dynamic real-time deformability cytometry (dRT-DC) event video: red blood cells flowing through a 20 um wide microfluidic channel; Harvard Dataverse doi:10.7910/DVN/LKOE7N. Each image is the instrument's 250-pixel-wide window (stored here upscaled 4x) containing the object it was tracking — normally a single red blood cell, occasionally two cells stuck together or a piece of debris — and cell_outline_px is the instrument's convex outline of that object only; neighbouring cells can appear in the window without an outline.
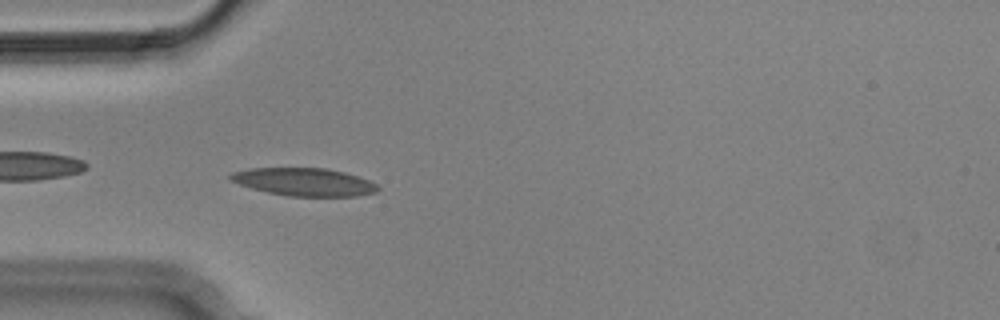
{"species": "Egyptian fruit bat (a non-hibernating species)", "species_latin": "Rousettus aegyptiacus", "temperature_condition": "cold", "stored_images_in_passage": 6, "camera_frame_rate_fps": 3000, "um_per_image_px": 0.085, "animal": {"sex": "male"}, "frame": {"image": 1, "passage_image": 6, "time_ms": 1.667, "image_size_px": [1000, 320], "cell_outline_px": [[380, 188], [376, 192], [356, 196], [288, 196], [268, 192], [252, 188], [240, 184], [232, 180], [228, 176], [232, 172], [248, 168], [328, 168], [344, 172], [368, 180], [376, 184]], "centroid_in_image_um": [25.85, 15.46], "position_along_channel_um": 59.1, "area_um2": 23.76}}